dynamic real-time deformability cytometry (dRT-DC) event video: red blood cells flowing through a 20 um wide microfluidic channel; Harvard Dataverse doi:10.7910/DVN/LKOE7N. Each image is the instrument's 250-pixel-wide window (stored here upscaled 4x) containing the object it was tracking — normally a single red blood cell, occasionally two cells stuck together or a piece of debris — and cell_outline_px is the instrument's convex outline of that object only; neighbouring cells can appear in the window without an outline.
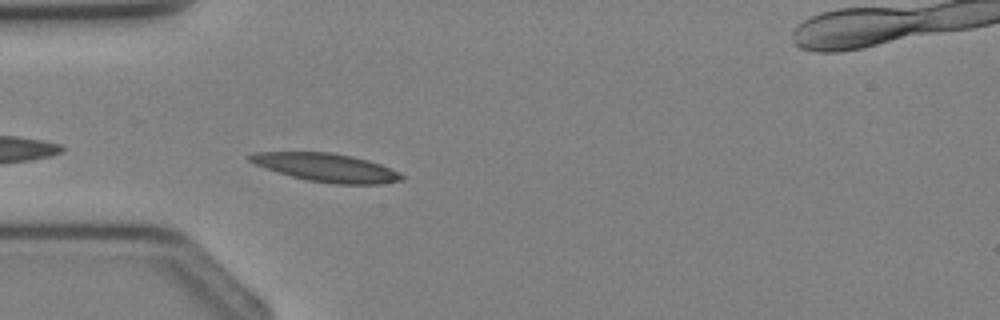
{"species": "Egyptian fruit bat (a non-hibernating species)", "species_latin": "Rousettus aegyptiacus", "temperature_condition": "cold", "stored_images_in_passage": 5, "camera_frame_rate_fps": 3000, "um_per_image_px": 0.085, "animal": {"sex": "female"}, "frame": {"image": 1, "passage_image": 4, "time_ms": 3.333, "image_size_px": [1000, 320], "cell_outline_px": [[408, 176], [404, 180], [380, 184], [336, 184], [308, 180], [292, 176], [256, 164], [248, 160], [244, 156], [256, 152], [328, 152], [352, 156], [368, 160], [380, 164]], "centroid_in_image_um": [27.8, 14.24], "position_along_channel_um": 57.2, "area_um2": 24.91}}